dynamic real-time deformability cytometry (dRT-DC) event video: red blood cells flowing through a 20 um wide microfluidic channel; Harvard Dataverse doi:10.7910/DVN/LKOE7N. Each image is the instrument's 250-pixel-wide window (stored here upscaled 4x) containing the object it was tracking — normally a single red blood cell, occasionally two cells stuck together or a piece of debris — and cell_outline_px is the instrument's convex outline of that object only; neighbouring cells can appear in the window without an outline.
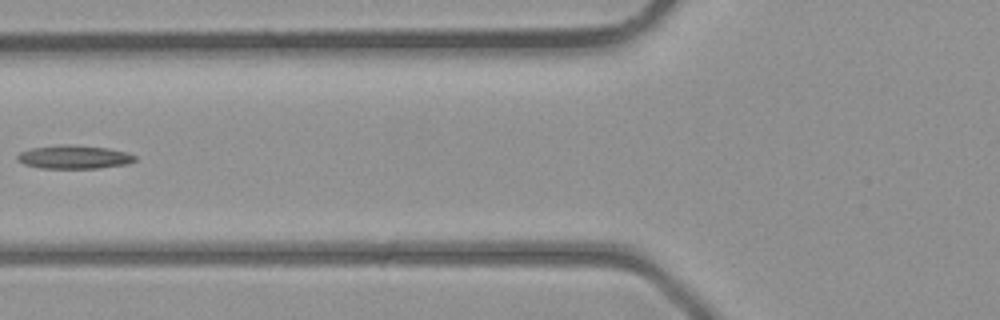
{"species": "common noctule bat (a hibernating species)", "species_latin": "Nyctalus noctula", "temperature_condition": "room temperature", "stored_images_in_passage": 2, "camera_frame_rate_fps": 3000, "um_per_image_px": 0.085, "animal": {"sex": "male", "body_mass_g": 23.1, "forearm_length_mm": 52.7}, "frame": {"image": 1, "passage_image": 2, "time_ms": 1.0, "image_size_px": [1000, 320], "cell_outline_px": [[136, 160], [128, 164], [100, 168], [40, 168], [24, 164], [16, 160], [16, 156], [20, 152], [32, 148], [60, 144], [72, 144], [108, 148], [128, 152], [136, 156]], "centroid_in_image_um": [6.31, 13.34], "position_along_channel_um": 119.5, "area_um2": 16.3}}